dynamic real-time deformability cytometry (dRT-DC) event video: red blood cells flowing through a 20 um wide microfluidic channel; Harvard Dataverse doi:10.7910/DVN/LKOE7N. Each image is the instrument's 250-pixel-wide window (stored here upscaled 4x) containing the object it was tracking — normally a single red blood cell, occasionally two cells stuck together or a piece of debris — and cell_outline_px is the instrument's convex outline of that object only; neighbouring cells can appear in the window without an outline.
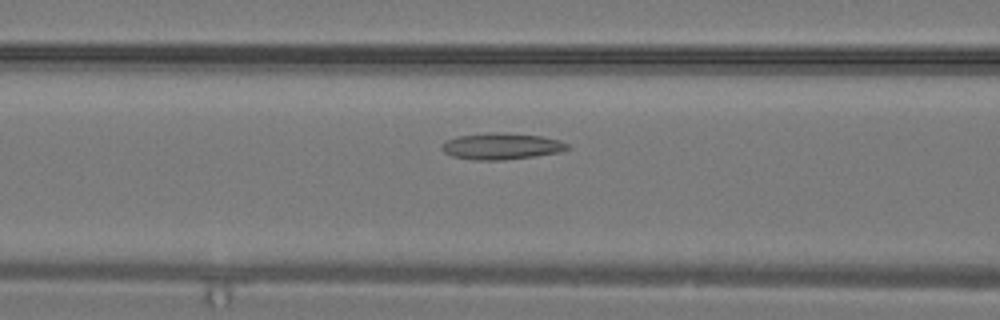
{"species": "common noctule bat (a hibernating species)", "species_latin": "Nyctalus noctula", "temperature_condition": "warm", "stored_images_in_passage": 20, "camera_frame_rate_fps": 3000, "um_per_image_px": 0.085, "animal": {"sex": "male", "body_mass_g": 19.2, "forearm_length_mm": 51.8}, "frame": {"image": 1, "passage_image": 5, "time_ms": 1.333, "image_size_px": [1000, 320], "cell_outline_px": [[572, 148], [560, 152], [536, 156], [504, 160], [476, 160], [452, 156], [444, 152], [440, 148], [440, 144], [444, 140], [456, 136], [496, 132], [504, 132], [540, 136], [560, 140], [568, 144]], "centroid_in_image_um": [42.61, 12.43], "position_along_channel_um": 124.0, "area_um2": 19.59}}
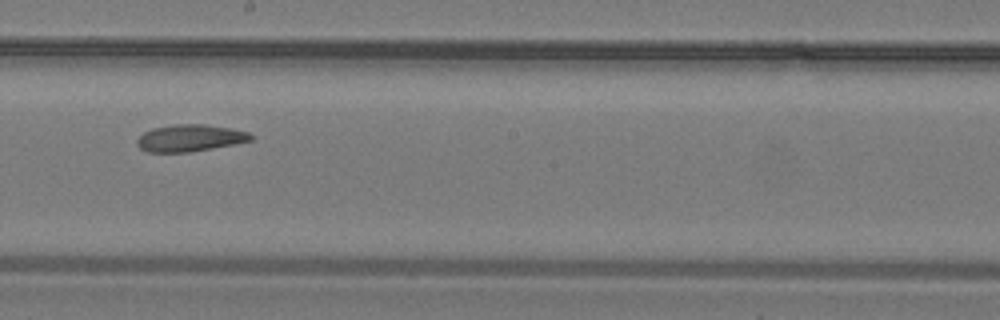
{"frame": {"image": 2, "passage_image": 10, "time_ms": 3.0, "image_size_px": [1000, 320], "cell_outline_px": [[256, 136], [252, 140], [232, 144], [188, 152], [148, 152], [140, 148], [136, 144], [136, 140], [144, 132], [152, 128], [176, 124], [204, 124], [228, 128], [248, 132]], "centroid_in_image_um": [16.12, 11.73], "position_along_channel_um": 232.1, "area_um2": 17.69}}
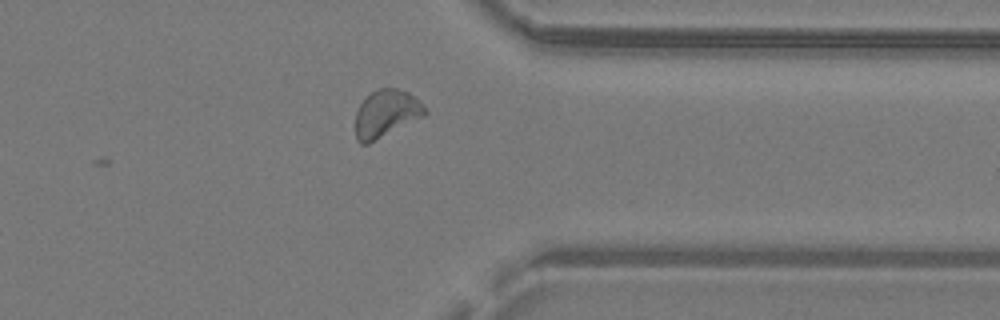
{"frame": {"image": 3, "passage_image": 17, "time_ms": 5.333, "image_size_px": [1000, 320], "cell_outline_px": [[428, 112], [424, 116], [368, 144], [360, 144], [356, 140], [356, 112], [360, 104], [372, 92], [380, 88], [396, 88], [408, 92]], "centroid_in_image_um": [32.79, 9.67], "position_along_channel_um": 378.6, "area_um2": 18.79}}